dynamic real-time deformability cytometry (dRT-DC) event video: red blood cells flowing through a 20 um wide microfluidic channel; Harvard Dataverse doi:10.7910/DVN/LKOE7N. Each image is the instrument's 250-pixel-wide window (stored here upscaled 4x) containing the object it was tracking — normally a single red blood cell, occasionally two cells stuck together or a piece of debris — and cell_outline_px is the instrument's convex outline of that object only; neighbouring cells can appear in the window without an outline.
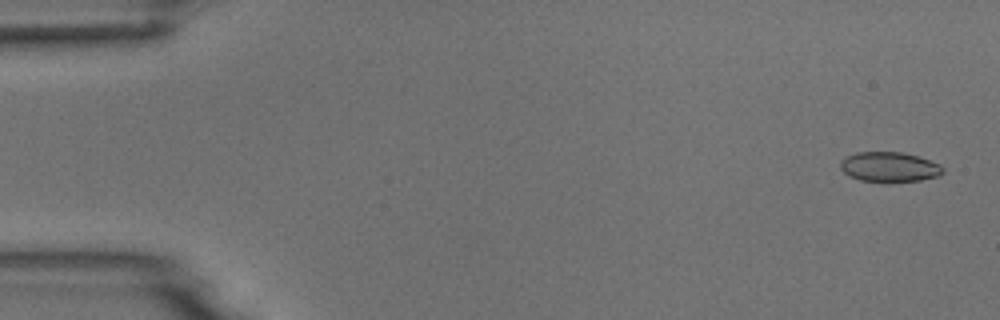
{"species": "common noctule bat (a hibernating species)", "species_latin": "Nyctalus noctula", "temperature_condition": "room temperature", "stored_images_in_passage": 6, "camera_frame_rate_fps": 3000, "um_per_image_px": 0.085, "animal": {"sex": "male", "body_mass_g": 18.8}, "frame": {"image": 1, "passage_image": 1, "time_ms": 0.0, "image_size_px": [1000, 320], "cell_outline_px": [[944, 172], [940, 176], [920, 180], [860, 180], [848, 176], [840, 168], [840, 160], [856, 152], [904, 152], [940, 164], [944, 168]], "centroid_in_image_um": [75.6, 14.17], "position_along_channel_um": 9.4, "area_um2": 17.51}}
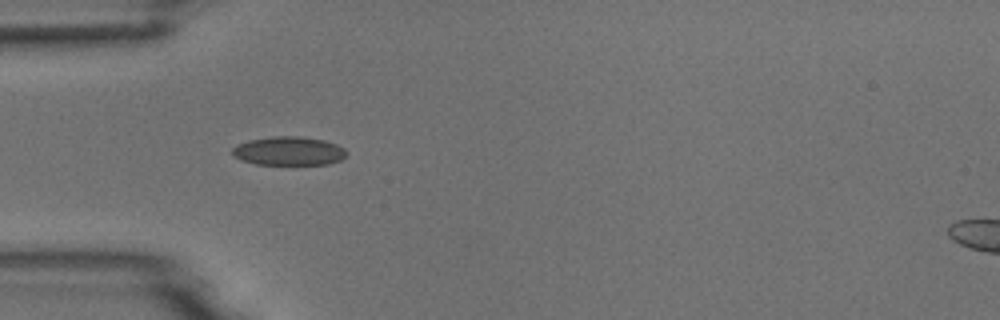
{"frame": {"image": 2, "passage_image": 5, "time_ms": 4.667, "image_size_px": [1000, 320], "cell_outline_px": [[348, 152], [340, 160], [328, 164], [256, 164], [240, 160], [232, 156], [232, 148], [236, 144], [248, 140], [272, 136], [300, 136], [324, 140], [336, 144], [344, 148]], "centroid_in_image_um": [24.51, 12.83], "position_along_channel_um": 60.5, "area_um2": 19.25}}